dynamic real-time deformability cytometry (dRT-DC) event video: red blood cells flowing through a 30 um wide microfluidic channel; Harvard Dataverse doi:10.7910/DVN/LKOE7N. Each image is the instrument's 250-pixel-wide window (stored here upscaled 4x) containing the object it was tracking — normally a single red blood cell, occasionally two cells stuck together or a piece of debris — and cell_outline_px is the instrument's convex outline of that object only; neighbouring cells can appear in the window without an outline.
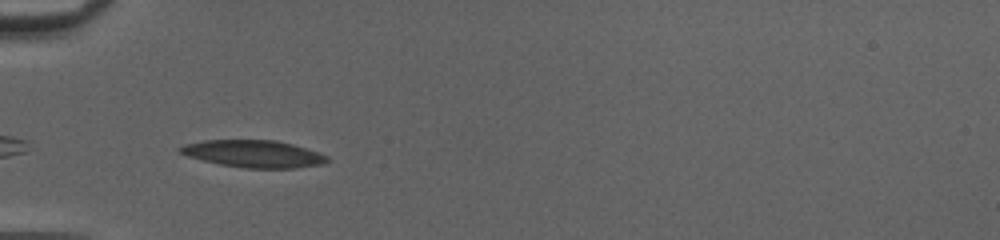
{"species": "common noctule bat (a hibernating species)", "species_latin": "Nyctalus noctula", "temperature_condition": "cold", "stored_images_in_passage": 36, "camera_frame_rate_fps": 3000, "um_per_image_px": 0.085, "animal": {"sex": "female", "body_mass_g": 20.0, "forearm_length_mm": 54.0}, "frame": {"image": 1, "passage_image": 2, "time_ms": 0.333, "image_size_px": [1000, 240], "cell_outline_px": [[328, 160], [324, 164], [292, 168], [244, 168], [220, 164], [188, 156], [180, 152], [176, 148], [184, 144], [204, 140], [276, 140], [292, 144], [328, 156]], "centroid_in_image_um": [21.53, 13.07], "position_along_channel_um": 63.5, "area_um2": 23.12}}
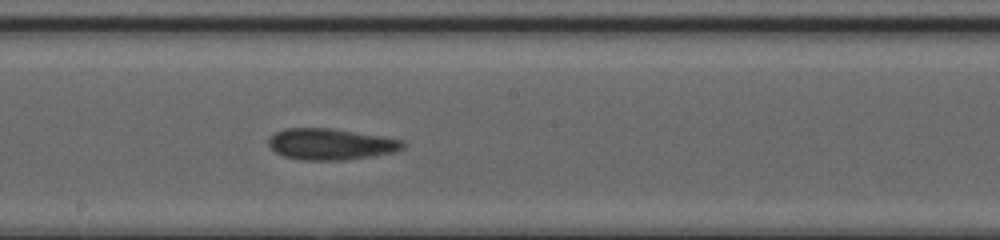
{"frame": {"image": 2, "passage_image": 14, "time_ms": 4.333, "image_size_px": [1000, 240], "cell_outline_px": [[408, 144], [404, 148], [392, 152], [372, 156], [344, 160], [304, 160], [284, 156], [276, 152], [268, 144], [268, 136], [284, 128], [332, 128], [384, 136], [404, 140]], "centroid_in_image_um": [28.14, 12.24], "position_along_channel_um": 220.1, "area_um2": 24.68}}
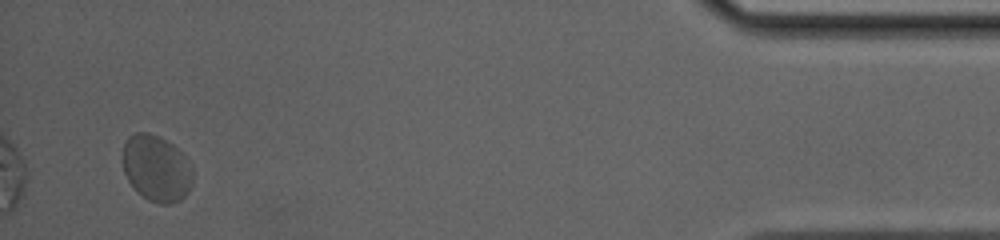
{"frame": {"image": 3, "passage_image": 34, "time_ms": 11.0, "image_size_px": [1000, 240], "cell_outline_px": [[192, 184], [188, 192], [180, 200], [168, 204], [160, 204], [148, 200], [128, 180], [124, 172], [120, 156], [124, 144], [128, 136], [136, 132], [148, 132], [172, 144], [188, 160], [192, 172]], "centroid_in_image_um": [13.26, 14.29], "position_along_channel_um": 421.9, "area_um2": 26.99}, "authors_computed_cell_mechanics": {"area_um2": 24.1893, "velocity_mm_per_s": 4.051, "shape_relaxation_time_tau1_ms": 3.8844, "shape_relaxation_time_tau2_ms": 2.2604, "deformation_change_tau1": 0.0774, "deformation_change_tau2": 0.0888}}